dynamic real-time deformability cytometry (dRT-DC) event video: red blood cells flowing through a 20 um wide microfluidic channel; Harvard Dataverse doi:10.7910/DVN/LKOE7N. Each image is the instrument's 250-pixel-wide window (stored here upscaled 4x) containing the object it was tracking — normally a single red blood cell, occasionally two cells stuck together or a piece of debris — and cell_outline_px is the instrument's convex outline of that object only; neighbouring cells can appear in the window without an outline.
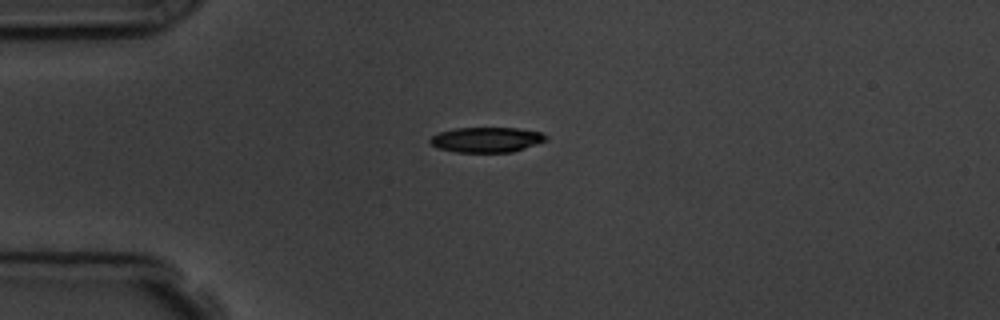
{"species": "common noctule bat (a hibernating species)", "species_latin": "Nyctalus noctula", "temperature_condition": "room temperature", "stored_images_in_passage": 6, "camera_frame_rate_fps": 3000, "um_per_image_px": 0.085, "animal": {"sex": "male", "body_mass_g": 19.5, "forearm_length_mm": 54.6}, "frame": {"image": 1, "passage_image": 1, "time_ms": 0.0, "image_size_px": [1000, 320], "cell_outline_px": [[548, 140], [512, 152], [456, 152], [436, 148], [428, 140], [432, 136], [440, 132], [456, 128], [516, 128], [540, 132], [548, 136]], "centroid_in_image_um": [41.35, 11.88], "position_along_channel_um": 43.6, "area_um2": 16.94}}